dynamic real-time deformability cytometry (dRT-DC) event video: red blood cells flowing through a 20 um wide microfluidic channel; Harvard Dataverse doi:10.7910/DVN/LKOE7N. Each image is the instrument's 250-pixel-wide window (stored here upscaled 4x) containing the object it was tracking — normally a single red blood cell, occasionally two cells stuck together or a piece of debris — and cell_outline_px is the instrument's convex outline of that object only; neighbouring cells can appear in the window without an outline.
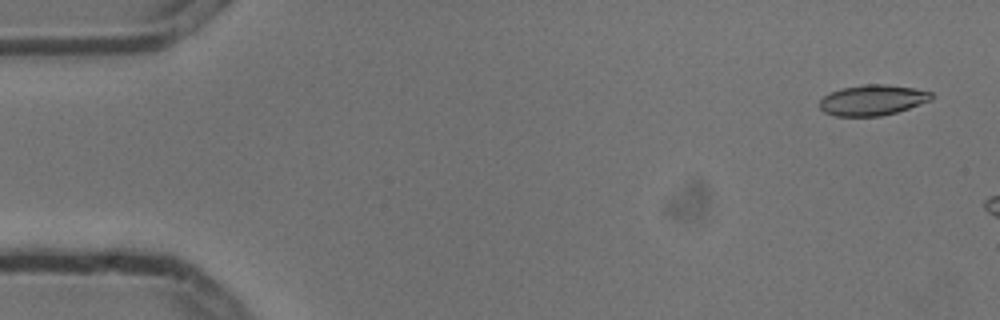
{"species": "common noctule bat (a hibernating species)", "species_latin": "Nyctalus noctula", "temperature_condition": "cold", "stored_images_in_passage": 3, "camera_frame_rate_fps": 3000, "um_per_image_px": 0.085, "animal": {"sex": "male", "body_mass_g": 13.3}, "frame": {"image": 1, "passage_image": 1, "time_ms": 0.0, "image_size_px": [1000, 320], "cell_outline_px": [[932, 100], [896, 112], [880, 116], [836, 116], [824, 112], [820, 108], [820, 100], [824, 96], [840, 88], [864, 84], [884, 84], [912, 88], [932, 92]], "centroid_in_image_um": [74.15, 8.51], "position_along_channel_um": 10.8, "area_um2": 19.77}}